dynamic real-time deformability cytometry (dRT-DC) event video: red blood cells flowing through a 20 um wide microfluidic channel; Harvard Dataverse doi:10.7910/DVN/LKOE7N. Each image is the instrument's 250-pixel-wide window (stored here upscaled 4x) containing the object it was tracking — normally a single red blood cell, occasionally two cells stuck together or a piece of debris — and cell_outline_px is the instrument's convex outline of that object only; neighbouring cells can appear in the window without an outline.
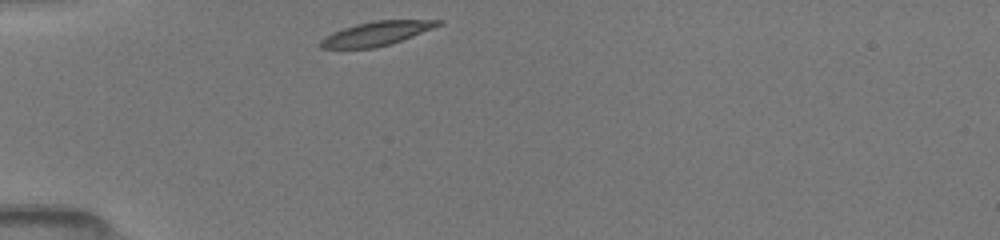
{"species": "common noctule bat (a hibernating species)", "species_latin": "Nyctalus noctula", "temperature_condition": "room temperature", "stored_images_in_passage": 32, "camera_frame_rate_fps": 3000, "um_per_image_px": 0.085, "animal": {"sex": "female", "body_mass_g": 19.5, "forearm_length_mm": 54.1}, "frame": {"image": 1, "passage_image": 1, "time_ms": 0.0, "image_size_px": [1000, 240], "cell_outline_px": [[444, 24], [392, 44], [376, 48], [320, 48], [316, 44], [324, 36], [332, 32], [356, 24], [372, 20], [444, 20]], "centroid_in_image_um": [31.99, 2.85], "position_along_channel_um": 53.0, "area_um2": 16.76}}
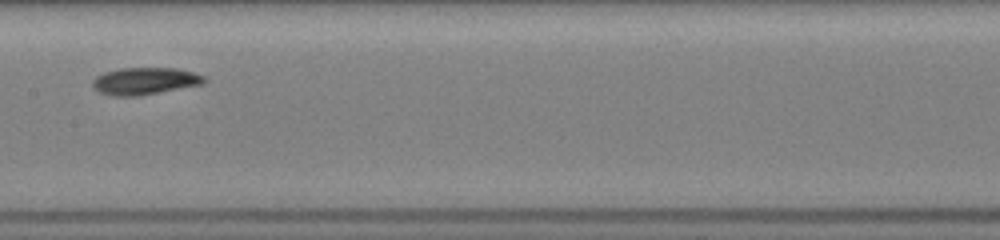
{"frame": {"image": 2, "passage_image": 13, "time_ms": 4.0, "image_size_px": [1000, 240], "cell_outline_px": [[208, 80], [204, 84], [140, 96], [112, 96], [100, 92], [92, 84], [92, 80], [96, 76], [104, 72], [120, 68], [176, 68], [192, 72], [204, 76]], "centroid_in_image_um": [12.33, 6.89], "position_along_channel_um": 195.1, "area_um2": 17.74}}
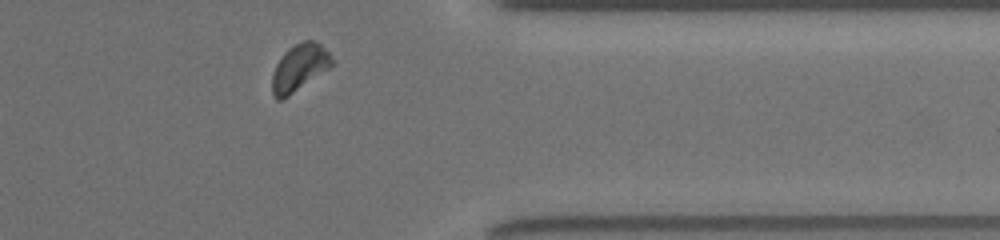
{"frame": {"image": 3, "passage_image": 28, "time_ms": 9.0, "image_size_px": [1000, 240], "cell_outline_px": [[336, 64], [288, 96], [280, 100], [276, 100], [272, 96], [272, 72], [276, 64], [284, 52], [288, 48], [304, 40], [316, 40], [336, 60]], "centroid_in_image_um": [25.47, 5.74], "position_along_channel_um": 385.9, "area_um2": 16.59}, "authors_computed_cell_mechanics": {"area_um2": 16.8198, "velocity_mm_per_s": 3.982, "shape_relaxation_time_tau1_ms": 2.8143, "shape_relaxation_time_tau2_ms": null, "deformation_change_tau1": 0.0946, "deformation_change_tau2": null}}